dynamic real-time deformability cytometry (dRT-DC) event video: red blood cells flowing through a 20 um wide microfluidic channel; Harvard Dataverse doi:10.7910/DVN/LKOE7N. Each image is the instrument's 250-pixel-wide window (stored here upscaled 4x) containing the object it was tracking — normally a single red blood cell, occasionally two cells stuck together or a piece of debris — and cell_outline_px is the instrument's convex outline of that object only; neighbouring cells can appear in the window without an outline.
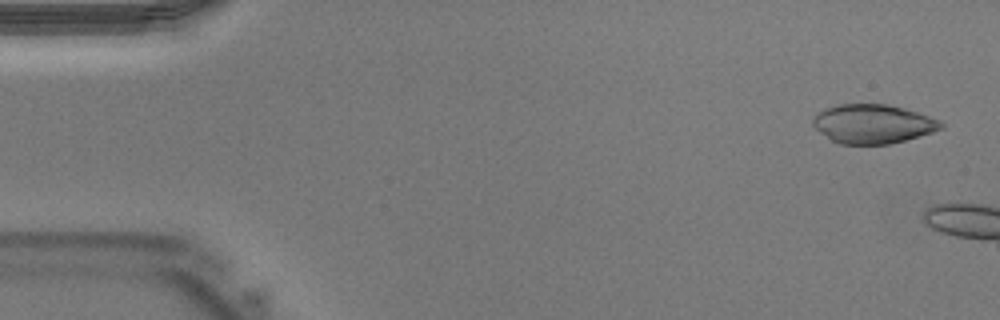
{"species": "Egyptian fruit bat (a non-hibernating species)", "species_latin": "Rousettus aegyptiacus", "temperature_condition": "warm", "stored_images_in_passage": 5, "camera_frame_rate_fps": 3000, "um_per_image_px": 0.085, "animal": {"sex": "male"}, "frame": {"image": 1, "passage_image": 2, "time_ms": 0.333, "image_size_px": [1000, 320], "cell_outline_px": [[944, 128], [932, 132], [904, 140], [888, 144], [840, 144], [832, 140], [820, 132], [812, 124], [812, 120], [816, 112], [824, 108], [836, 104], [888, 104], [904, 108], [940, 120], [944, 124]], "centroid_in_image_um": [74.17, 10.52], "position_along_channel_um": 10.8, "area_um2": 29.13}}